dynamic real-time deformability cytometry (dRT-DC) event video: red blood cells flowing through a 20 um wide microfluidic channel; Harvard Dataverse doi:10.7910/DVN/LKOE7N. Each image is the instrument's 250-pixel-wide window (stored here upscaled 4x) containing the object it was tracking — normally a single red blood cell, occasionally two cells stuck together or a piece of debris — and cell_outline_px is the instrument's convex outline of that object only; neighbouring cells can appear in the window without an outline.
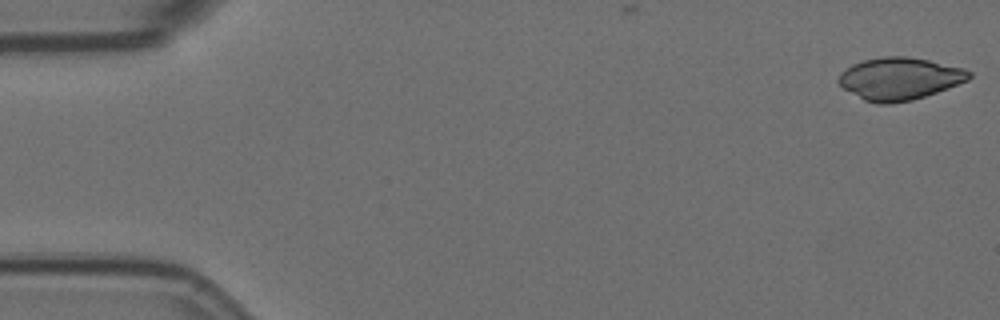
{"species": "Egyptian fruit bat (a non-hibernating species)", "species_latin": "Rousettus aegyptiacus", "temperature_condition": "room temperature", "stored_images_in_passage": 6, "camera_frame_rate_fps": 3000, "um_per_image_px": 0.085, "animal": {"sex": "female"}, "frame": {"image": 1, "passage_image": 1, "time_ms": 0.0, "image_size_px": [1000, 320], "cell_outline_px": [[972, 76], [968, 80], [948, 88], [912, 100], [888, 104], [880, 104], [864, 100], [844, 88], [836, 80], [840, 72], [852, 64], [864, 60], [884, 56], [908, 56], [928, 60], [964, 68], [972, 72]], "centroid_in_image_um": [76.46, 6.68], "position_along_channel_um": 8.5, "area_um2": 32.14}}